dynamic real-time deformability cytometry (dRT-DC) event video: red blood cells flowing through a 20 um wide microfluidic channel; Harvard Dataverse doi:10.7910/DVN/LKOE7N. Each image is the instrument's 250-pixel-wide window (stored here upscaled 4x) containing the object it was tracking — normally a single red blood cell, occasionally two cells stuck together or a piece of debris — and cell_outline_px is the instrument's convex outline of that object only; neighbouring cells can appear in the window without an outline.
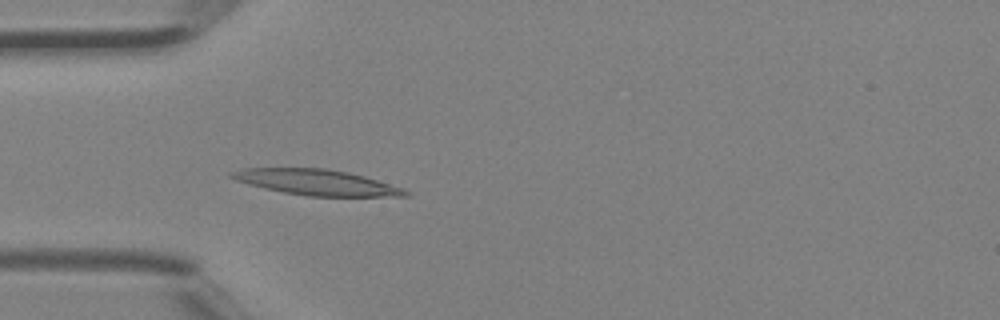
{"species": "Egyptian fruit bat (a non-hibernating species)", "species_latin": "Rousettus aegyptiacus", "temperature_condition": "room temperature", "stored_images_in_passage": 3, "camera_frame_rate_fps": 3000, "um_per_image_px": 0.085, "animal": {"sex": "female"}, "frame": {"image": 1, "passage_image": 3, "time_ms": 0.667, "image_size_px": [1000, 320], "cell_outline_px": [[412, 192], [408, 196], [308, 196], [284, 192], [264, 188], [248, 184], [236, 180], [228, 176], [228, 172], [244, 168], [324, 168], [348, 172], [364, 176], [404, 188]], "centroid_in_image_um": [26.91, 15.49], "position_along_channel_um": 58.1, "area_um2": 25.95}}